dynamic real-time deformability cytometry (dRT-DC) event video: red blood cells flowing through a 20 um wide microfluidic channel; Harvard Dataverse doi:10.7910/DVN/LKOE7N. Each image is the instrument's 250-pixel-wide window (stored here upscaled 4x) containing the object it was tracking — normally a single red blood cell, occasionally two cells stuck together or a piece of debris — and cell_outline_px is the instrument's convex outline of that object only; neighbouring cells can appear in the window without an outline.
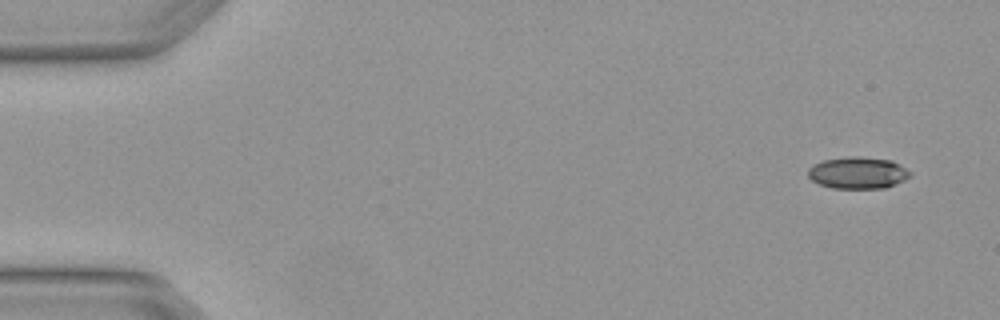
{"species": "Egyptian fruit bat (a non-hibernating species)", "species_latin": "Rousettus aegyptiacus", "temperature_condition": "warm", "stored_images_in_passage": 2, "camera_frame_rate_fps": 3000, "um_per_image_px": 0.085, "animal": {"sex": "female"}, "frame": {"image": 1, "passage_image": 1, "time_ms": 0.0, "image_size_px": [1000, 320], "cell_outline_px": [[912, 172], [904, 180], [896, 184], [884, 188], [832, 188], [820, 184], [812, 180], [808, 176], [808, 168], [824, 160], [852, 156], [860, 156], [892, 160]], "centroid_in_image_um": [72.93, 14.69], "position_along_channel_um": 12.1, "area_um2": 18.79}}